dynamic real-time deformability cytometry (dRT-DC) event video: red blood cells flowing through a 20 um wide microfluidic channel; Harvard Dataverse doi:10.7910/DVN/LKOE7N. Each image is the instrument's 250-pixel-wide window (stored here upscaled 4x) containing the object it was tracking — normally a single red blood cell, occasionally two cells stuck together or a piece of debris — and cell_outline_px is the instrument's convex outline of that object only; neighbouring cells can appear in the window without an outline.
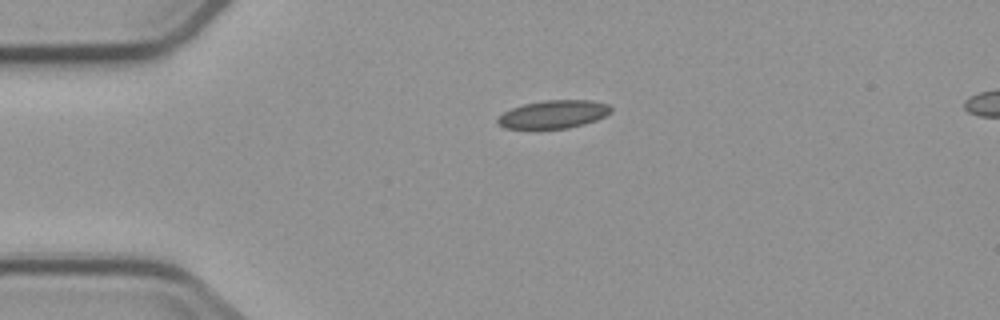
{"species": "common noctule bat (a hibernating species)", "species_latin": "Nyctalus noctula", "temperature_condition": "cold", "stored_images_in_passage": 3, "segment_of_instrument_passage": [1, 2], "camera_frame_rate_fps": 3000, "um_per_image_px": 0.085, "animal": {"sex": "male", "body_mass_g": 23.1, "forearm_length_mm": 52.7}, "frame": {"image": 1, "passage_image": 1, "time_ms": 0.0, "image_size_px": [1000, 320], "cell_outline_px": [[612, 112], [596, 120], [584, 124], [568, 128], [504, 128], [496, 120], [496, 116], [512, 108], [524, 104], [544, 100], [592, 100], [608, 104], [612, 108]], "centroid_in_image_um": [47.06, 9.7], "position_along_channel_um": 37.9, "area_um2": 18.5}}